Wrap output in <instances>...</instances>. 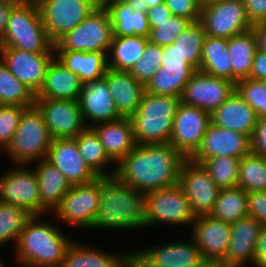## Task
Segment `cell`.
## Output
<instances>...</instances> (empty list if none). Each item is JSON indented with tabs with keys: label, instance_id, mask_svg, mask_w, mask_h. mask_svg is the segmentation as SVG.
Masks as SVG:
<instances>
[{
	"label": "cell",
	"instance_id": "obj_1",
	"mask_svg": "<svg viewBox=\"0 0 266 267\" xmlns=\"http://www.w3.org/2000/svg\"><path fill=\"white\" fill-rule=\"evenodd\" d=\"M184 160L170 143L136 145L116 164L114 176L134 190L147 194L177 185Z\"/></svg>",
	"mask_w": 266,
	"mask_h": 267
},
{
	"label": "cell",
	"instance_id": "obj_2",
	"mask_svg": "<svg viewBox=\"0 0 266 267\" xmlns=\"http://www.w3.org/2000/svg\"><path fill=\"white\" fill-rule=\"evenodd\" d=\"M144 208L145 194L122 183L115 176L100 177V201L92 228L146 229Z\"/></svg>",
	"mask_w": 266,
	"mask_h": 267
},
{
	"label": "cell",
	"instance_id": "obj_3",
	"mask_svg": "<svg viewBox=\"0 0 266 267\" xmlns=\"http://www.w3.org/2000/svg\"><path fill=\"white\" fill-rule=\"evenodd\" d=\"M40 217L32 215L27 220L15 245V259L24 267H61L73 240Z\"/></svg>",
	"mask_w": 266,
	"mask_h": 267
},
{
	"label": "cell",
	"instance_id": "obj_4",
	"mask_svg": "<svg viewBox=\"0 0 266 267\" xmlns=\"http://www.w3.org/2000/svg\"><path fill=\"white\" fill-rule=\"evenodd\" d=\"M0 47L55 54L54 43L44 27L36 0H20L13 7Z\"/></svg>",
	"mask_w": 266,
	"mask_h": 267
},
{
	"label": "cell",
	"instance_id": "obj_5",
	"mask_svg": "<svg viewBox=\"0 0 266 267\" xmlns=\"http://www.w3.org/2000/svg\"><path fill=\"white\" fill-rule=\"evenodd\" d=\"M180 97L144 93L137 111L130 117L137 145L169 143Z\"/></svg>",
	"mask_w": 266,
	"mask_h": 267
},
{
	"label": "cell",
	"instance_id": "obj_6",
	"mask_svg": "<svg viewBox=\"0 0 266 267\" xmlns=\"http://www.w3.org/2000/svg\"><path fill=\"white\" fill-rule=\"evenodd\" d=\"M51 141L41 110L34 104L23 110L19 126L3 152L13 165L29 166L46 159Z\"/></svg>",
	"mask_w": 266,
	"mask_h": 267
},
{
	"label": "cell",
	"instance_id": "obj_7",
	"mask_svg": "<svg viewBox=\"0 0 266 267\" xmlns=\"http://www.w3.org/2000/svg\"><path fill=\"white\" fill-rule=\"evenodd\" d=\"M112 38L109 14L103 6H98L83 22L62 36L54 44V50L104 52L107 55Z\"/></svg>",
	"mask_w": 266,
	"mask_h": 267
},
{
	"label": "cell",
	"instance_id": "obj_8",
	"mask_svg": "<svg viewBox=\"0 0 266 267\" xmlns=\"http://www.w3.org/2000/svg\"><path fill=\"white\" fill-rule=\"evenodd\" d=\"M145 227L170 224H192L196 215L190 202L177 184L145 194Z\"/></svg>",
	"mask_w": 266,
	"mask_h": 267
},
{
	"label": "cell",
	"instance_id": "obj_9",
	"mask_svg": "<svg viewBox=\"0 0 266 267\" xmlns=\"http://www.w3.org/2000/svg\"><path fill=\"white\" fill-rule=\"evenodd\" d=\"M100 201V177L86 184L72 185L52 213L76 228L92 229Z\"/></svg>",
	"mask_w": 266,
	"mask_h": 267
},
{
	"label": "cell",
	"instance_id": "obj_10",
	"mask_svg": "<svg viewBox=\"0 0 266 267\" xmlns=\"http://www.w3.org/2000/svg\"><path fill=\"white\" fill-rule=\"evenodd\" d=\"M36 2L44 27L54 44L98 7L95 0H36Z\"/></svg>",
	"mask_w": 266,
	"mask_h": 267
},
{
	"label": "cell",
	"instance_id": "obj_11",
	"mask_svg": "<svg viewBox=\"0 0 266 267\" xmlns=\"http://www.w3.org/2000/svg\"><path fill=\"white\" fill-rule=\"evenodd\" d=\"M199 21L209 37L228 39L253 28L243 0H224L202 5Z\"/></svg>",
	"mask_w": 266,
	"mask_h": 267
},
{
	"label": "cell",
	"instance_id": "obj_12",
	"mask_svg": "<svg viewBox=\"0 0 266 267\" xmlns=\"http://www.w3.org/2000/svg\"><path fill=\"white\" fill-rule=\"evenodd\" d=\"M210 122L208 112L181 102L174 117L169 143L185 159H190L199 149Z\"/></svg>",
	"mask_w": 266,
	"mask_h": 267
},
{
	"label": "cell",
	"instance_id": "obj_13",
	"mask_svg": "<svg viewBox=\"0 0 266 267\" xmlns=\"http://www.w3.org/2000/svg\"><path fill=\"white\" fill-rule=\"evenodd\" d=\"M178 185L189 200L196 216L210 214L220 188L202 164L185 159L180 167Z\"/></svg>",
	"mask_w": 266,
	"mask_h": 267
},
{
	"label": "cell",
	"instance_id": "obj_14",
	"mask_svg": "<svg viewBox=\"0 0 266 267\" xmlns=\"http://www.w3.org/2000/svg\"><path fill=\"white\" fill-rule=\"evenodd\" d=\"M13 167L0 176V201L40 215L39 183L34 169L30 165Z\"/></svg>",
	"mask_w": 266,
	"mask_h": 267
},
{
	"label": "cell",
	"instance_id": "obj_15",
	"mask_svg": "<svg viewBox=\"0 0 266 267\" xmlns=\"http://www.w3.org/2000/svg\"><path fill=\"white\" fill-rule=\"evenodd\" d=\"M235 91V84L196 70L185 85L181 102L212 115Z\"/></svg>",
	"mask_w": 266,
	"mask_h": 267
},
{
	"label": "cell",
	"instance_id": "obj_16",
	"mask_svg": "<svg viewBox=\"0 0 266 267\" xmlns=\"http://www.w3.org/2000/svg\"><path fill=\"white\" fill-rule=\"evenodd\" d=\"M52 139L75 138L87 128L78 100L35 99Z\"/></svg>",
	"mask_w": 266,
	"mask_h": 267
},
{
	"label": "cell",
	"instance_id": "obj_17",
	"mask_svg": "<svg viewBox=\"0 0 266 267\" xmlns=\"http://www.w3.org/2000/svg\"><path fill=\"white\" fill-rule=\"evenodd\" d=\"M55 54H36L11 47H0V59L9 71L35 96L41 90L47 68Z\"/></svg>",
	"mask_w": 266,
	"mask_h": 267
},
{
	"label": "cell",
	"instance_id": "obj_18",
	"mask_svg": "<svg viewBox=\"0 0 266 267\" xmlns=\"http://www.w3.org/2000/svg\"><path fill=\"white\" fill-rule=\"evenodd\" d=\"M250 152L251 140L248 135L221 128L210 122L199 149L190 159L201 164L209 158H242Z\"/></svg>",
	"mask_w": 266,
	"mask_h": 267
},
{
	"label": "cell",
	"instance_id": "obj_19",
	"mask_svg": "<svg viewBox=\"0 0 266 267\" xmlns=\"http://www.w3.org/2000/svg\"><path fill=\"white\" fill-rule=\"evenodd\" d=\"M46 160L63 173L71 186L86 184L99 177L82 158L74 138L52 139Z\"/></svg>",
	"mask_w": 266,
	"mask_h": 267
},
{
	"label": "cell",
	"instance_id": "obj_20",
	"mask_svg": "<svg viewBox=\"0 0 266 267\" xmlns=\"http://www.w3.org/2000/svg\"><path fill=\"white\" fill-rule=\"evenodd\" d=\"M78 102L87 127L122 117L111 97L105 77L83 84Z\"/></svg>",
	"mask_w": 266,
	"mask_h": 267
},
{
	"label": "cell",
	"instance_id": "obj_21",
	"mask_svg": "<svg viewBox=\"0 0 266 267\" xmlns=\"http://www.w3.org/2000/svg\"><path fill=\"white\" fill-rule=\"evenodd\" d=\"M262 225L251 216L231 224V237L222 260L230 267H253V259Z\"/></svg>",
	"mask_w": 266,
	"mask_h": 267
},
{
	"label": "cell",
	"instance_id": "obj_22",
	"mask_svg": "<svg viewBox=\"0 0 266 267\" xmlns=\"http://www.w3.org/2000/svg\"><path fill=\"white\" fill-rule=\"evenodd\" d=\"M192 239L203 258L223 260L231 237V224L210 215H199L192 223Z\"/></svg>",
	"mask_w": 266,
	"mask_h": 267
},
{
	"label": "cell",
	"instance_id": "obj_23",
	"mask_svg": "<svg viewBox=\"0 0 266 267\" xmlns=\"http://www.w3.org/2000/svg\"><path fill=\"white\" fill-rule=\"evenodd\" d=\"M151 267H196L203 259L193 239L175 241L134 251Z\"/></svg>",
	"mask_w": 266,
	"mask_h": 267
},
{
	"label": "cell",
	"instance_id": "obj_24",
	"mask_svg": "<svg viewBox=\"0 0 266 267\" xmlns=\"http://www.w3.org/2000/svg\"><path fill=\"white\" fill-rule=\"evenodd\" d=\"M104 77L119 114L130 118L141 103L146 91L145 85L138 82L129 71L108 68Z\"/></svg>",
	"mask_w": 266,
	"mask_h": 267
},
{
	"label": "cell",
	"instance_id": "obj_25",
	"mask_svg": "<svg viewBox=\"0 0 266 267\" xmlns=\"http://www.w3.org/2000/svg\"><path fill=\"white\" fill-rule=\"evenodd\" d=\"M255 111L235 90L211 115V122L221 128L248 135L250 138L257 124Z\"/></svg>",
	"mask_w": 266,
	"mask_h": 267
},
{
	"label": "cell",
	"instance_id": "obj_26",
	"mask_svg": "<svg viewBox=\"0 0 266 267\" xmlns=\"http://www.w3.org/2000/svg\"><path fill=\"white\" fill-rule=\"evenodd\" d=\"M92 128L98 134L107 155L115 162V166L137 145L130 118L121 117L96 124Z\"/></svg>",
	"mask_w": 266,
	"mask_h": 267
},
{
	"label": "cell",
	"instance_id": "obj_27",
	"mask_svg": "<svg viewBox=\"0 0 266 267\" xmlns=\"http://www.w3.org/2000/svg\"><path fill=\"white\" fill-rule=\"evenodd\" d=\"M82 87L81 79L54 57L35 99L78 100Z\"/></svg>",
	"mask_w": 266,
	"mask_h": 267
},
{
	"label": "cell",
	"instance_id": "obj_28",
	"mask_svg": "<svg viewBox=\"0 0 266 267\" xmlns=\"http://www.w3.org/2000/svg\"><path fill=\"white\" fill-rule=\"evenodd\" d=\"M33 168L39 183L40 215L53 212L61 199L70 190L71 184L63 173L46 159L35 162Z\"/></svg>",
	"mask_w": 266,
	"mask_h": 267
},
{
	"label": "cell",
	"instance_id": "obj_29",
	"mask_svg": "<svg viewBox=\"0 0 266 267\" xmlns=\"http://www.w3.org/2000/svg\"><path fill=\"white\" fill-rule=\"evenodd\" d=\"M104 8L111 19L113 36L148 38L150 26L147 12L134 11L125 0H115L107 3Z\"/></svg>",
	"mask_w": 266,
	"mask_h": 267
},
{
	"label": "cell",
	"instance_id": "obj_30",
	"mask_svg": "<svg viewBox=\"0 0 266 267\" xmlns=\"http://www.w3.org/2000/svg\"><path fill=\"white\" fill-rule=\"evenodd\" d=\"M55 58L68 70L76 74L83 84L105 76L107 55L104 52H81L54 50Z\"/></svg>",
	"mask_w": 266,
	"mask_h": 267
},
{
	"label": "cell",
	"instance_id": "obj_31",
	"mask_svg": "<svg viewBox=\"0 0 266 267\" xmlns=\"http://www.w3.org/2000/svg\"><path fill=\"white\" fill-rule=\"evenodd\" d=\"M196 70L191 65H161L145 86L153 95L180 97Z\"/></svg>",
	"mask_w": 266,
	"mask_h": 267
},
{
	"label": "cell",
	"instance_id": "obj_32",
	"mask_svg": "<svg viewBox=\"0 0 266 267\" xmlns=\"http://www.w3.org/2000/svg\"><path fill=\"white\" fill-rule=\"evenodd\" d=\"M228 50L232 62V82L249 78L254 55L257 47V38L253 29L228 38Z\"/></svg>",
	"mask_w": 266,
	"mask_h": 267
},
{
	"label": "cell",
	"instance_id": "obj_33",
	"mask_svg": "<svg viewBox=\"0 0 266 267\" xmlns=\"http://www.w3.org/2000/svg\"><path fill=\"white\" fill-rule=\"evenodd\" d=\"M228 39L206 36L202 48L200 71L232 82V62Z\"/></svg>",
	"mask_w": 266,
	"mask_h": 267
},
{
	"label": "cell",
	"instance_id": "obj_34",
	"mask_svg": "<svg viewBox=\"0 0 266 267\" xmlns=\"http://www.w3.org/2000/svg\"><path fill=\"white\" fill-rule=\"evenodd\" d=\"M148 38L113 36L107 54V66L113 70L130 71L143 55Z\"/></svg>",
	"mask_w": 266,
	"mask_h": 267
},
{
	"label": "cell",
	"instance_id": "obj_35",
	"mask_svg": "<svg viewBox=\"0 0 266 267\" xmlns=\"http://www.w3.org/2000/svg\"><path fill=\"white\" fill-rule=\"evenodd\" d=\"M81 245L78 241H73L66 252L61 267H118L130 254L124 253L123 256L101 252L98 248H90Z\"/></svg>",
	"mask_w": 266,
	"mask_h": 267
},
{
	"label": "cell",
	"instance_id": "obj_36",
	"mask_svg": "<svg viewBox=\"0 0 266 267\" xmlns=\"http://www.w3.org/2000/svg\"><path fill=\"white\" fill-rule=\"evenodd\" d=\"M74 139L82 158L99 177L114 176L115 168L110 171L108 168L110 163L115 162L107 155L98 134L92 127H87Z\"/></svg>",
	"mask_w": 266,
	"mask_h": 267
},
{
	"label": "cell",
	"instance_id": "obj_37",
	"mask_svg": "<svg viewBox=\"0 0 266 267\" xmlns=\"http://www.w3.org/2000/svg\"><path fill=\"white\" fill-rule=\"evenodd\" d=\"M248 193L240 188H222L210 216L225 223H235L248 216Z\"/></svg>",
	"mask_w": 266,
	"mask_h": 267
},
{
	"label": "cell",
	"instance_id": "obj_38",
	"mask_svg": "<svg viewBox=\"0 0 266 267\" xmlns=\"http://www.w3.org/2000/svg\"><path fill=\"white\" fill-rule=\"evenodd\" d=\"M237 187L247 193L266 191V163L264 157L250 152L240 159Z\"/></svg>",
	"mask_w": 266,
	"mask_h": 267
},
{
	"label": "cell",
	"instance_id": "obj_39",
	"mask_svg": "<svg viewBox=\"0 0 266 267\" xmlns=\"http://www.w3.org/2000/svg\"><path fill=\"white\" fill-rule=\"evenodd\" d=\"M206 36L202 23L192 22L172 43L195 70H200L202 48Z\"/></svg>",
	"mask_w": 266,
	"mask_h": 267
},
{
	"label": "cell",
	"instance_id": "obj_40",
	"mask_svg": "<svg viewBox=\"0 0 266 267\" xmlns=\"http://www.w3.org/2000/svg\"><path fill=\"white\" fill-rule=\"evenodd\" d=\"M36 96L20 82L0 59V105L29 107Z\"/></svg>",
	"mask_w": 266,
	"mask_h": 267
},
{
	"label": "cell",
	"instance_id": "obj_41",
	"mask_svg": "<svg viewBox=\"0 0 266 267\" xmlns=\"http://www.w3.org/2000/svg\"><path fill=\"white\" fill-rule=\"evenodd\" d=\"M31 216L23 207L0 201V247L12 241L15 248L19 235Z\"/></svg>",
	"mask_w": 266,
	"mask_h": 267
},
{
	"label": "cell",
	"instance_id": "obj_42",
	"mask_svg": "<svg viewBox=\"0 0 266 267\" xmlns=\"http://www.w3.org/2000/svg\"><path fill=\"white\" fill-rule=\"evenodd\" d=\"M240 159L230 156H219L209 158L201 164L220 189L233 188L237 187Z\"/></svg>",
	"mask_w": 266,
	"mask_h": 267
},
{
	"label": "cell",
	"instance_id": "obj_43",
	"mask_svg": "<svg viewBox=\"0 0 266 267\" xmlns=\"http://www.w3.org/2000/svg\"><path fill=\"white\" fill-rule=\"evenodd\" d=\"M161 60L162 47L148 42L143 55L129 72L138 82L146 86L161 66Z\"/></svg>",
	"mask_w": 266,
	"mask_h": 267
},
{
	"label": "cell",
	"instance_id": "obj_44",
	"mask_svg": "<svg viewBox=\"0 0 266 267\" xmlns=\"http://www.w3.org/2000/svg\"><path fill=\"white\" fill-rule=\"evenodd\" d=\"M191 23L187 18L172 15L168 20L156 23L150 30L148 41L161 47L171 45Z\"/></svg>",
	"mask_w": 266,
	"mask_h": 267
},
{
	"label": "cell",
	"instance_id": "obj_45",
	"mask_svg": "<svg viewBox=\"0 0 266 267\" xmlns=\"http://www.w3.org/2000/svg\"><path fill=\"white\" fill-rule=\"evenodd\" d=\"M235 90L255 111L257 117H266V88L260 80L241 79Z\"/></svg>",
	"mask_w": 266,
	"mask_h": 267
},
{
	"label": "cell",
	"instance_id": "obj_46",
	"mask_svg": "<svg viewBox=\"0 0 266 267\" xmlns=\"http://www.w3.org/2000/svg\"><path fill=\"white\" fill-rule=\"evenodd\" d=\"M26 107L0 105V146L4 149L16 132Z\"/></svg>",
	"mask_w": 266,
	"mask_h": 267
},
{
	"label": "cell",
	"instance_id": "obj_47",
	"mask_svg": "<svg viewBox=\"0 0 266 267\" xmlns=\"http://www.w3.org/2000/svg\"><path fill=\"white\" fill-rule=\"evenodd\" d=\"M164 4L173 16H180L197 22L200 20L202 5L200 0H165Z\"/></svg>",
	"mask_w": 266,
	"mask_h": 267
},
{
	"label": "cell",
	"instance_id": "obj_48",
	"mask_svg": "<svg viewBox=\"0 0 266 267\" xmlns=\"http://www.w3.org/2000/svg\"><path fill=\"white\" fill-rule=\"evenodd\" d=\"M248 215L266 227V191L248 193Z\"/></svg>",
	"mask_w": 266,
	"mask_h": 267
},
{
	"label": "cell",
	"instance_id": "obj_49",
	"mask_svg": "<svg viewBox=\"0 0 266 267\" xmlns=\"http://www.w3.org/2000/svg\"><path fill=\"white\" fill-rule=\"evenodd\" d=\"M251 140V152L266 157V117H259Z\"/></svg>",
	"mask_w": 266,
	"mask_h": 267
},
{
	"label": "cell",
	"instance_id": "obj_50",
	"mask_svg": "<svg viewBox=\"0 0 266 267\" xmlns=\"http://www.w3.org/2000/svg\"><path fill=\"white\" fill-rule=\"evenodd\" d=\"M248 20L252 25L266 20V0H243Z\"/></svg>",
	"mask_w": 266,
	"mask_h": 267
},
{
	"label": "cell",
	"instance_id": "obj_51",
	"mask_svg": "<svg viewBox=\"0 0 266 267\" xmlns=\"http://www.w3.org/2000/svg\"><path fill=\"white\" fill-rule=\"evenodd\" d=\"M171 16V11L164 3L149 8L147 11V18L150 29L155 28L156 23H161L165 20H168Z\"/></svg>",
	"mask_w": 266,
	"mask_h": 267
},
{
	"label": "cell",
	"instance_id": "obj_52",
	"mask_svg": "<svg viewBox=\"0 0 266 267\" xmlns=\"http://www.w3.org/2000/svg\"><path fill=\"white\" fill-rule=\"evenodd\" d=\"M266 77V52L256 50L249 79L262 80Z\"/></svg>",
	"mask_w": 266,
	"mask_h": 267
},
{
	"label": "cell",
	"instance_id": "obj_53",
	"mask_svg": "<svg viewBox=\"0 0 266 267\" xmlns=\"http://www.w3.org/2000/svg\"><path fill=\"white\" fill-rule=\"evenodd\" d=\"M253 267H266V227L264 226L257 239Z\"/></svg>",
	"mask_w": 266,
	"mask_h": 267
},
{
	"label": "cell",
	"instance_id": "obj_54",
	"mask_svg": "<svg viewBox=\"0 0 266 267\" xmlns=\"http://www.w3.org/2000/svg\"><path fill=\"white\" fill-rule=\"evenodd\" d=\"M161 65H190L173 44L162 47Z\"/></svg>",
	"mask_w": 266,
	"mask_h": 267
},
{
	"label": "cell",
	"instance_id": "obj_55",
	"mask_svg": "<svg viewBox=\"0 0 266 267\" xmlns=\"http://www.w3.org/2000/svg\"><path fill=\"white\" fill-rule=\"evenodd\" d=\"M20 0H0V41L7 28L10 13Z\"/></svg>",
	"mask_w": 266,
	"mask_h": 267
},
{
	"label": "cell",
	"instance_id": "obj_56",
	"mask_svg": "<svg viewBox=\"0 0 266 267\" xmlns=\"http://www.w3.org/2000/svg\"><path fill=\"white\" fill-rule=\"evenodd\" d=\"M252 29L256 34L258 50L266 52V20L253 25Z\"/></svg>",
	"mask_w": 266,
	"mask_h": 267
},
{
	"label": "cell",
	"instance_id": "obj_57",
	"mask_svg": "<svg viewBox=\"0 0 266 267\" xmlns=\"http://www.w3.org/2000/svg\"><path fill=\"white\" fill-rule=\"evenodd\" d=\"M196 267H230L220 259L203 258Z\"/></svg>",
	"mask_w": 266,
	"mask_h": 267
},
{
	"label": "cell",
	"instance_id": "obj_58",
	"mask_svg": "<svg viewBox=\"0 0 266 267\" xmlns=\"http://www.w3.org/2000/svg\"><path fill=\"white\" fill-rule=\"evenodd\" d=\"M130 6L133 7L134 11L147 12L148 7H143L142 0H125Z\"/></svg>",
	"mask_w": 266,
	"mask_h": 267
},
{
	"label": "cell",
	"instance_id": "obj_59",
	"mask_svg": "<svg viewBox=\"0 0 266 267\" xmlns=\"http://www.w3.org/2000/svg\"><path fill=\"white\" fill-rule=\"evenodd\" d=\"M129 257L136 263L137 267H151L147 265L134 251L130 252Z\"/></svg>",
	"mask_w": 266,
	"mask_h": 267
},
{
	"label": "cell",
	"instance_id": "obj_60",
	"mask_svg": "<svg viewBox=\"0 0 266 267\" xmlns=\"http://www.w3.org/2000/svg\"><path fill=\"white\" fill-rule=\"evenodd\" d=\"M143 1V7H154L156 5H159L161 3H164L165 0H142Z\"/></svg>",
	"mask_w": 266,
	"mask_h": 267
},
{
	"label": "cell",
	"instance_id": "obj_61",
	"mask_svg": "<svg viewBox=\"0 0 266 267\" xmlns=\"http://www.w3.org/2000/svg\"><path fill=\"white\" fill-rule=\"evenodd\" d=\"M118 267H137L136 263L128 256Z\"/></svg>",
	"mask_w": 266,
	"mask_h": 267
},
{
	"label": "cell",
	"instance_id": "obj_62",
	"mask_svg": "<svg viewBox=\"0 0 266 267\" xmlns=\"http://www.w3.org/2000/svg\"><path fill=\"white\" fill-rule=\"evenodd\" d=\"M115 0H95L97 6H105L107 3L112 2Z\"/></svg>",
	"mask_w": 266,
	"mask_h": 267
},
{
	"label": "cell",
	"instance_id": "obj_63",
	"mask_svg": "<svg viewBox=\"0 0 266 267\" xmlns=\"http://www.w3.org/2000/svg\"><path fill=\"white\" fill-rule=\"evenodd\" d=\"M219 1H224V0H200V3L201 5H208V4L219 2Z\"/></svg>",
	"mask_w": 266,
	"mask_h": 267
},
{
	"label": "cell",
	"instance_id": "obj_64",
	"mask_svg": "<svg viewBox=\"0 0 266 267\" xmlns=\"http://www.w3.org/2000/svg\"><path fill=\"white\" fill-rule=\"evenodd\" d=\"M261 82L264 84L265 88H266V77H264Z\"/></svg>",
	"mask_w": 266,
	"mask_h": 267
},
{
	"label": "cell",
	"instance_id": "obj_65",
	"mask_svg": "<svg viewBox=\"0 0 266 267\" xmlns=\"http://www.w3.org/2000/svg\"><path fill=\"white\" fill-rule=\"evenodd\" d=\"M0 267H5V265L3 264V261L1 260V258H0Z\"/></svg>",
	"mask_w": 266,
	"mask_h": 267
}]
</instances>
